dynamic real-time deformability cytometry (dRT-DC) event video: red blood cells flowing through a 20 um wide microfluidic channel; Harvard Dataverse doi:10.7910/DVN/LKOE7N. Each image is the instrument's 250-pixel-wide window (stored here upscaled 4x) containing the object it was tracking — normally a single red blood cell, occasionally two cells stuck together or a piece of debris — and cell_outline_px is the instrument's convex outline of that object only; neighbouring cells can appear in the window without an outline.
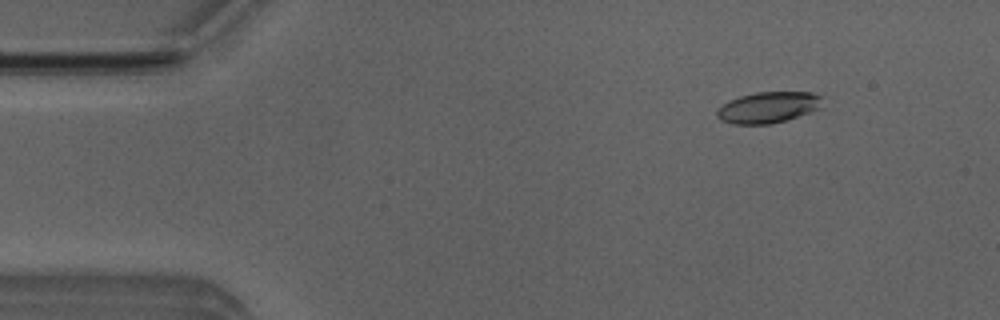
{"species": "Egyptian fruit bat (a non-hibernating species)", "species_latin": "Rousettus aegyptiacus", "temperature_condition": "room temperature", "stored_images_in_passage": 51, "camera_frame_rate_fps": 3000, "um_per_image_px": 0.085, "animal": {"sex": "male"}, "frame": {"image": 1, "passage_image": 6, "time_ms": 1.667, "image_size_px": [1000, 320], "cell_outline_px": [[820, 108], [772, 124], [732, 124], [720, 120], [716, 116], [716, 112], [728, 100], [740, 96], [756, 92], [812, 92], [820, 96]], "centroid_in_image_um": [65.24, 9.13], "position_along_channel_um": 19.8, "area_um2": 18.84}}
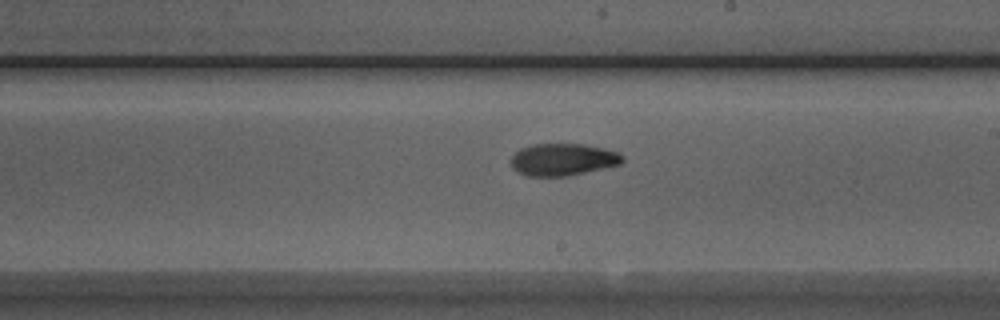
{"frame": {"image": 2, "passage_image": 29, "time_ms": 9.333, "image_size_px": [1000, 320], "cell_outline_px": [[624, 160], [620, 164], [604, 168], [568, 176], [524, 176], [512, 168], [508, 160], [520, 148], [532, 144], [584, 144], [604, 148], [620, 152], [624, 156]], "centroid_in_image_um": [47.83, 13.56], "position_along_channel_um": 241.2, "area_um2": 21.21}}
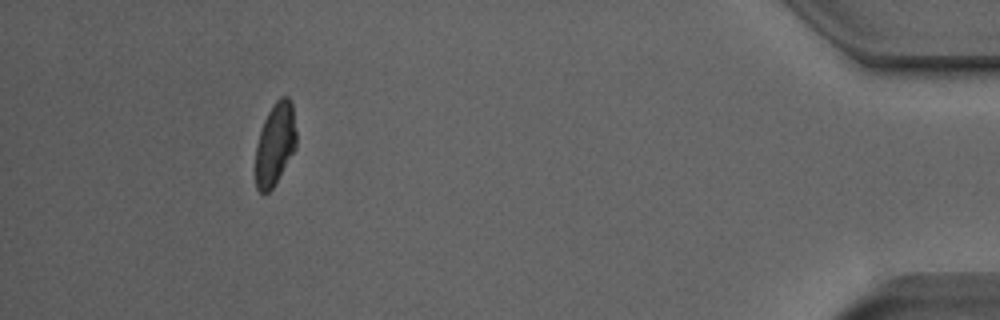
{"frame": {"image": 3, "passage_image": 47, "time_ms": 15.333, "image_size_px": [1000, 320], "cell_outline_px": [[296, 148], [272, 188], [268, 192], [260, 192], [256, 188], [256, 144], [264, 120], [268, 112], [276, 100], [280, 96], [288, 96], [292, 104], [296, 132]], "centroid_in_image_um": [23.39, 12.22], "position_along_channel_um": 411.8, "area_um2": 19.42}, "authors_computed_cell_mechanics": {"area_um2": 20.4034, "velocity_mm_per_s": 3.9737, "shape_relaxation_time_tau1_ms": 4.2845, "shape_relaxation_time_tau2_ms": 6.548, "deformation_change_tau1": 0.1369, "deformation_change_tau2": 0.1138}}